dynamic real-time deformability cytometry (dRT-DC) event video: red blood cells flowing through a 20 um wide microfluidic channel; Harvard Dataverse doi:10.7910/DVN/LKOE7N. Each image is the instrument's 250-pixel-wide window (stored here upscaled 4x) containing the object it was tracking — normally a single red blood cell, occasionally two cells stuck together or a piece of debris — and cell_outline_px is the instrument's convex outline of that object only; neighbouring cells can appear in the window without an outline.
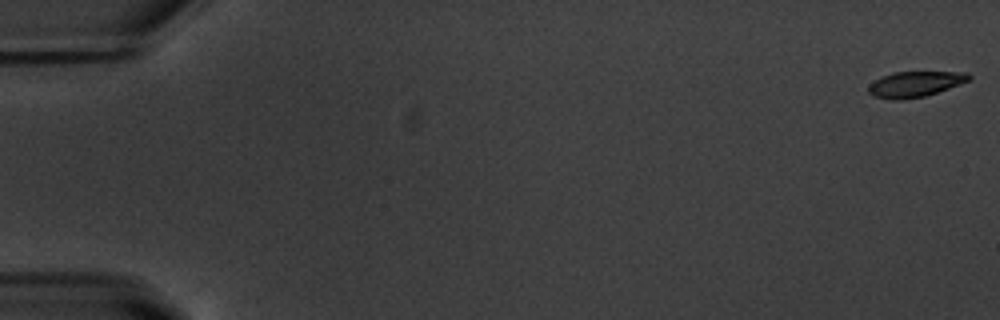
{"species": "common noctule bat (a hibernating species)", "species_latin": "Nyctalus noctula", "temperature_condition": "warm", "stored_images_in_passage": 55, "camera_frame_rate_fps": 3000, "um_per_image_px": 0.085, "animal": {"sex": "male", "body_mass_g": 20.1, "forearm_length_mm": 53.5}, "frame": {"image": 1, "passage_image": 1, "time_ms": 0.0, "image_size_px": [1000, 320], "cell_outline_px": [[972, 76], [968, 80], [948, 88], [924, 96], [900, 100], [888, 100], [872, 96], [868, 92], [868, 84], [884, 76], [896, 72], [968, 72]], "centroid_in_image_um": [77.73, 7.16], "position_along_channel_um": 7.3, "area_um2": 14.8}}
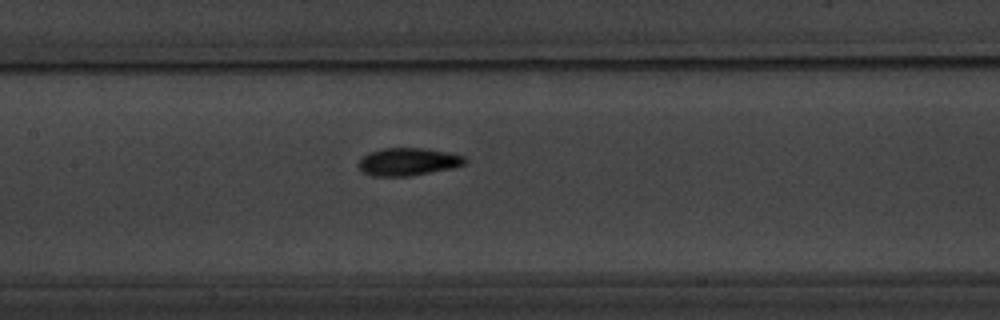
{"frame": {"image": 2, "passage_image": 27, "time_ms": 8.667, "image_size_px": [1000, 320], "cell_outline_px": [[468, 160], [464, 164], [452, 168], [408, 176], [372, 176], [360, 172], [360, 160], [368, 152], [380, 148], [424, 148], [448, 152], [464, 156]], "centroid_in_image_um": [34.68, 13.74], "position_along_channel_um": 172.7, "area_um2": 17.17}}
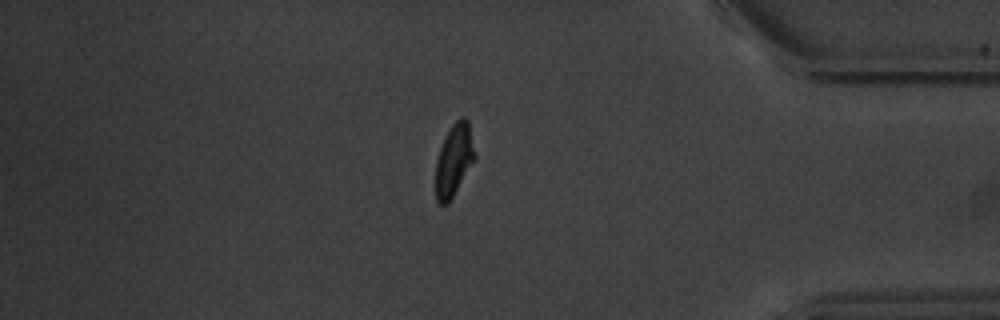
{"frame": {"image": 3, "passage_image": 47, "time_ms": 15.333, "image_size_px": [1000, 320], "cell_outline_px": [[476, 156], [448, 204], [440, 204], [436, 200], [436, 160], [444, 136], [452, 124], [460, 116], [464, 116], [468, 120]], "centroid_in_image_um": [38.58, 13.56], "position_along_channel_um": 396.6, "area_um2": 16.3}, "authors_computed_cell_mechanics": {"area_um2": 16.5886, "velocity_mm_per_s": 3.7615, "shape_relaxation_time_tau1_ms": 3.0306, "shape_relaxation_time_tau2_ms": 1.7126, "deformation_change_tau1": 0.1416, "deformation_change_tau2": 0.0691}}